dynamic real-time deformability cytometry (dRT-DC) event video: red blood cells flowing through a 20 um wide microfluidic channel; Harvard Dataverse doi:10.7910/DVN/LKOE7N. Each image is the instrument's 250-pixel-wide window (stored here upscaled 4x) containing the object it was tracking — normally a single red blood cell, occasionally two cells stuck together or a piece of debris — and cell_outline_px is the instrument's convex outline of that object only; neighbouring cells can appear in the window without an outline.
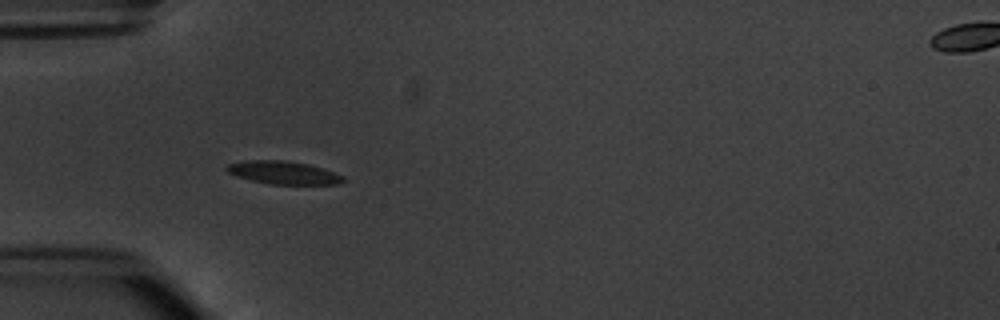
{"species": "common noctule bat (a hibernating species)", "species_latin": "Nyctalus noctula", "temperature_condition": "warm", "stored_images_in_passage": 5, "camera_frame_rate_fps": 3000, "um_per_image_px": 0.085, "animal": {"sex": "male", "body_mass_g": 20.1, "forearm_length_mm": 53.5}, "frame": {"image": 1, "passage_image": 4, "time_ms": 3.667, "image_size_px": [1000, 320], "cell_outline_px": [[344, 180], [340, 184], [268, 184], [236, 176], [228, 172], [224, 168], [228, 164], [248, 160], [284, 160], [308, 164], [344, 176]], "centroid_in_image_um": [24.06, 14.67], "position_along_channel_um": 60.9, "area_um2": 15.43}}